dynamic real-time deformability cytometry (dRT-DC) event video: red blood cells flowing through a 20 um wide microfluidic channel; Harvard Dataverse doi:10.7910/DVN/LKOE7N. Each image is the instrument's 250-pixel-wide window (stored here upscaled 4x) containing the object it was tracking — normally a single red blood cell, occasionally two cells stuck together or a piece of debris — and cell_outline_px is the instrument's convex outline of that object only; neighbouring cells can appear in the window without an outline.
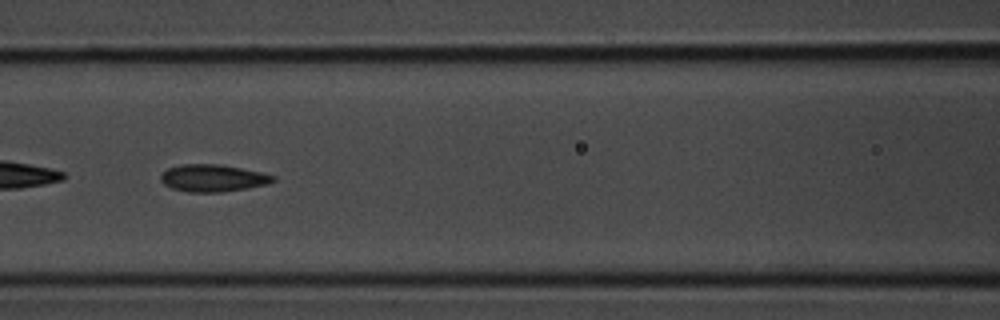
{"species": "common noctule bat (a hibernating species)", "species_latin": "Nyctalus noctula", "temperature_condition": "room temperature", "stored_images_in_passage": 35, "camera_frame_rate_fps": 3000, "um_per_image_px": 0.085, "animal": {"sex": "male", "body_mass_g": 20.1, "forearm_length_mm": 53.5}, "frame": {"image": 1, "passage_image": 11, "time_ms": 3.333, "image_size_px": [1000, 320], "cell_outline_px": [[276, 180], [268, 184], [248, 188], [220, 192], [188, 192], [172, 188], [164, 184], [160, 180], [160, 176], [168, 168], [180, 164], [220, 164], [260, 172], [276, 176]], "centroid_in_image_um": [18.1, 15.14], "position_along_channel_um": 148.5, "area_um2": 17.8}}
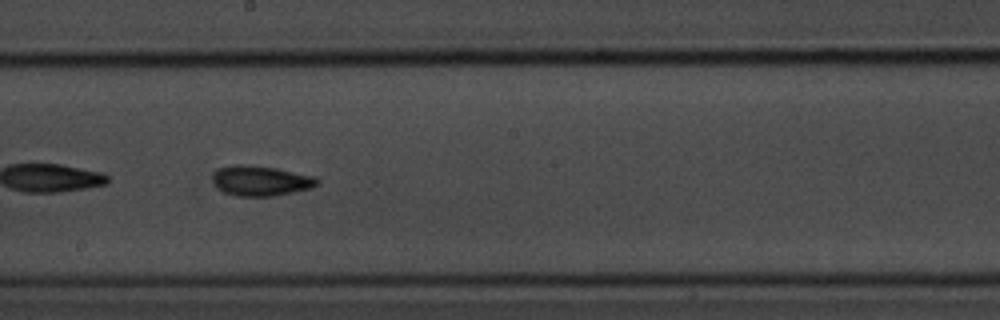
{"frame": {"image": 2, "passage_image": 16, "time_ms": 5.0, "image_size_px": [1000, 320], "cell_outline_px": [[320, 184], [312, 188], [272, 196], [236, 196], [224, 192], [216, 188], [212, 180], [212, 176], [220, 168], [232, 164], [244, 164], [276, 168], [316, 176], [320, 180]], "centroid_in_image_um": [22.18, 15.36], "position_along_channel_um": 226.0, "area_um2": 18.55}}